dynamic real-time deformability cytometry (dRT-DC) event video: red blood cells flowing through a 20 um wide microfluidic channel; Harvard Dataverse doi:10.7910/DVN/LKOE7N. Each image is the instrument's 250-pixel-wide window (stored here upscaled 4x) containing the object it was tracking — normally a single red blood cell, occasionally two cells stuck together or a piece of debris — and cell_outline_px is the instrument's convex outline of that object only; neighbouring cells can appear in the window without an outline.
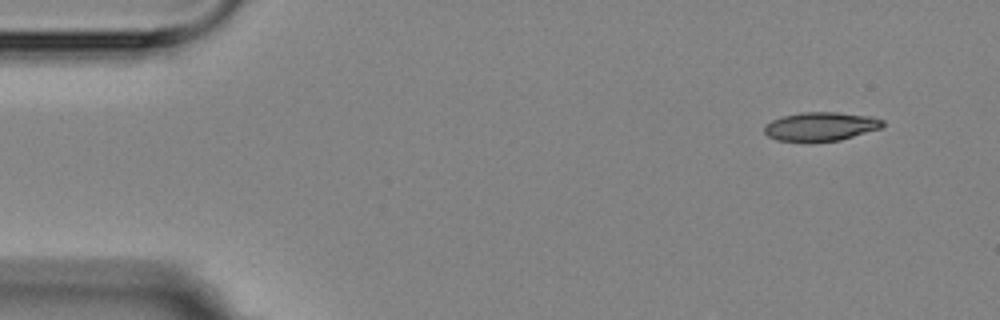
{"species": "Egyptian fruit bat (a non-hibernating species)", "species_latin": "Rousettus aegyptiacus", "temperature_condition": "room temperature", "stored_images_in_passage": 4, "camera_frame_rate_fps": 3000, "um_per_image_px": 0.085, "animal": {"sex": "female"}, "frame": {"image": 1, "passage_image": 4, "time_ms": 4.333, "image_size_px": [1000, 320], "cell_outline_px": [[884, 124], [880, 128], [840, 140], [776, 140], [768, 136], [764, 132], [764, 124], [772, 120], [784, 116], [800, 112], [836, 112], [872, 116], [884, 120]], "centroid_in_image_um": [69.76, 10.72], "position_along_channel_um": 15.2, "area_um2": 19.48}}